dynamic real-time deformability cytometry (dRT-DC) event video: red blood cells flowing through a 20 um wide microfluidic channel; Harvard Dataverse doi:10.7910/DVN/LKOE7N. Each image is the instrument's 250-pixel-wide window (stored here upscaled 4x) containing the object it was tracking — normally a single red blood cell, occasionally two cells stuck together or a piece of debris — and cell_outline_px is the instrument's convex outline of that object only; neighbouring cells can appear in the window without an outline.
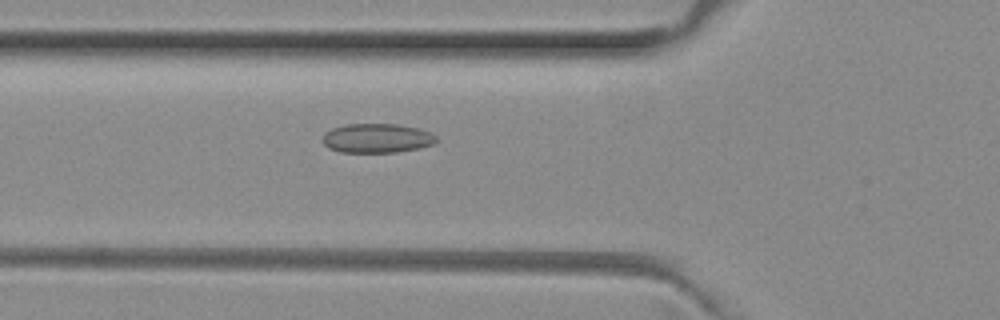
{"species": "common noctule bat (a hibernating species)", "species_latin": "Nyctalus noctula", "temperature_condition": "room temperature", "stored_images_in_passage": 43, "camera_frame_rate_fps": 3000, "um_per_image_px": 0.085, "animal": {"sex": "female", "body_mass_g": 29.2, "forearm_length_mm": 56.3}, "frame": {"image": 1, "passage_image": 10, "time_ms": 3.0, "image_size_px": [1000, 320], "cell_outline_px": [[436, 140], [432, 144], [416, 148], [396, 152], [340, 152], [328, 148], [324, 144], [324, 132], [332, 128], [344, 124], [396, 124], [416, 128], [428, 132], [436, 136]], "centroid_in_image_um": [31.98, 11.74], "position_along_channel_um": 93.8, "area_um2": 19.13}}
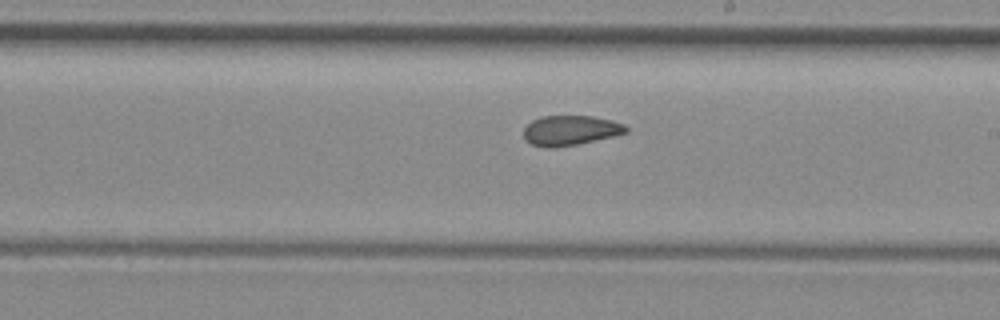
{"frame": {"image": 2, "passage_image": 21, "time_ms": 6.667, "image_size_px": [1000, 320], "cell_outline_px": [[628, 132], [616, 136], [556, 148], [548, 148], [532, 144], [524, 140], [524, 128], [532, 120], [544, 116], [592, 116], [612, 120], [624, 124], [628, 128]], "centroid_in_image_um": [48.49, 11.09], "position_along_channel_um": 240.5, "area_um2": 17.92}}
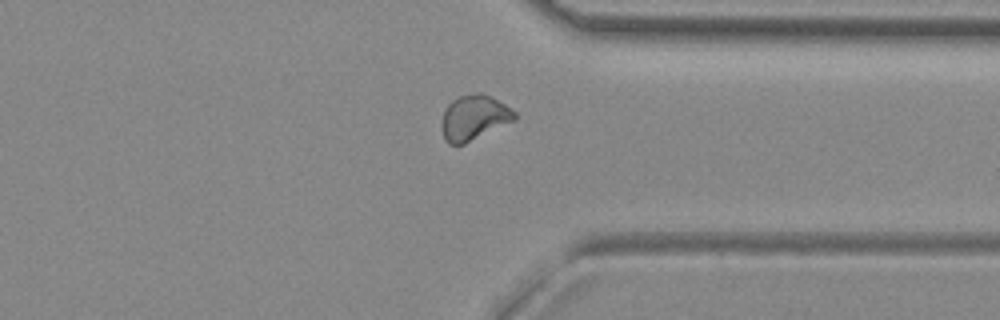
{"frame": {"image": 3, "passage_image": 31, "time_ms": 10.0, "image_size_px": [1000, 320], "cell_outline_px": [[516, 120], [464, 144], [448, 144], [444, 140], [440, 128], [444, 108], [452, 100], [460, 96], [476, 92], [480, 92], [492, 96], [516, 112]], "centroid_in_image_um": [40.27, 10.0], "position_along_channel_um": 371.1, "area_um2": 19.42}, "authors_computed_cell_mechanics": {"area_um2": 18.6694, "velocity_mm_per_s": 3.9973, "shape_relaxation_time_tau1_ms": null, "shape_relaxation_time_tau2_ms": 2.9647, "deformation_change_tau1": null, "deformation_change_tau2": 0.0672}}